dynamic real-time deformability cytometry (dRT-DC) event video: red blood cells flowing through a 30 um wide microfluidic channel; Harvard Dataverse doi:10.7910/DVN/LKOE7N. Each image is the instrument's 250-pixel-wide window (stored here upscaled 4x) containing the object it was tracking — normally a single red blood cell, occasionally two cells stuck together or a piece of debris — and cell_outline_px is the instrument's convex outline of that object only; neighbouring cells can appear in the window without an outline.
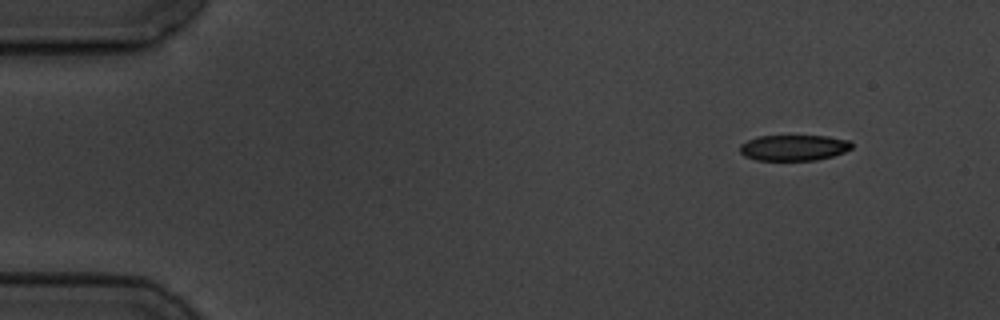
{"species": "common noctule bat (a hibernating species)", "species_latin": "Nyctalus noctula", "temperature_condition": "cold", "stored_images_in_passage": 4, "camera_frame_rate_fps": 3000, "um_per_image_px": 0.085, "animal": {"sex": "male", "body_mass_g": 19.5, "forearm_length_mm": 54.6}, "frame": {"image": 1, "passage_image": 1, "time_ms": 0.0, "image_size_px": [1000, 320], "cell_outline_px": [[852, 148], [844, 152], [832, 156], [816, 160], [756, 160], [744, 156], [740, 152], [740, 144], [756, 136], [828, 136], [848, 140], [852, 144]], "centroid_in_image_um": [67.45, 12.55], "position_along_channel_um": 17.5, "area_um2": 16.82}}
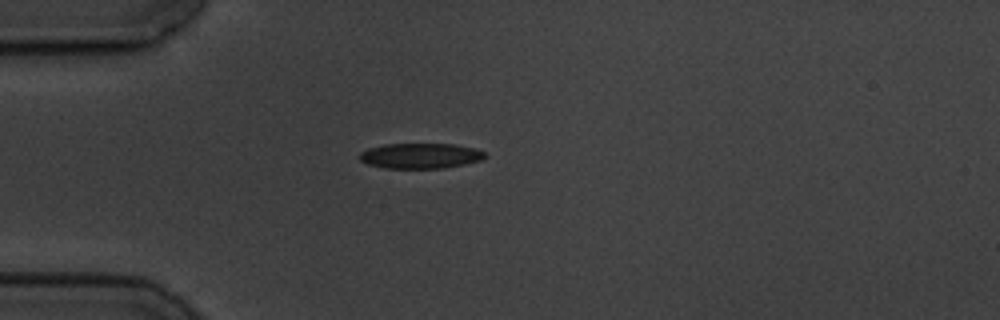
{"frame": {"image": 2, "passage_image": 4, "time_ms": 3.333, "image_size_px": [1000, 320], "cell_outline_px": [[484, 156], [480, 160], [464, 164], [444, 168], [384, 168], [368, 164], [360, 160], [360, 152], [368, 148], [384, 144], [456, 144], [476, 148], [484, 152]], "centroid_in_image_um": [35.71, 13.24], "position_along_channel_um": 49.3, "area_um2": 18.44}}